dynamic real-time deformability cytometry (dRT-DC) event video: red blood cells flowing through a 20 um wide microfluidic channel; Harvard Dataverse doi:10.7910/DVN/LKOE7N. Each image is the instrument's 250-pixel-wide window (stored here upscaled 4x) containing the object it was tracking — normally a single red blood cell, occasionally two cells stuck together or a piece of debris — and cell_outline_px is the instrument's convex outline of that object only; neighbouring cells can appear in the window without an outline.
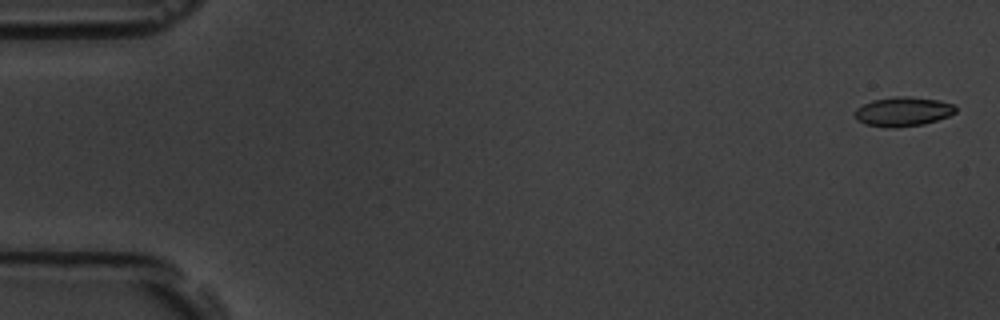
{"species": "common noctule bat (a hibernating species)", "species_latin": "Nyctalus noctula", "temperature_condition": "room temperature", "stored_images_in_passage": 10, "camera_frame_rate_fps": 3000, "um_per_image_px": 0.085, "animal": {"sex": "male", "body_mass_g": 19.5, "forearm_length_mm": 54.6}, "frame": {"image": 1, "passage_image": 1, "time_ms": 0.0, "image_size_px": [1000, 320], "cell_outline_px": [[956, 112], [948, 116], [924, 124], [896, 128], [892, 128], [864, 124], [856, 120], [856, 108], [872, 100], [896, 96], [908, 96], [940, 100], [956, 104]], "centroid_in_image_um": [76.78, 9.48], "position_along_channel_um": 8.2, "area_um2": 17.34}}
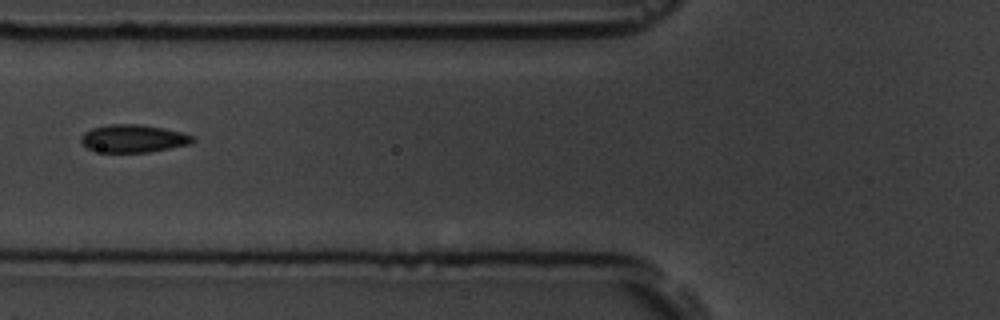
{"frame": {"image": 2, "passage_image": 7, "time_ms": 7.0, "image_size_px": [1000, 320], "cell_outline_px": [[196, 140], [192, 144], [148, 152], [104, 152], [88, 148], [80, 140], [80, 136], [84, 132], [92, 128], [108, 124], [140, 124], [180, 132], [192, 136]], "centroid_in_image_um": [11.33, 11.77], "position_along_channel_um": 114.5, "area_um2": 17.92}}
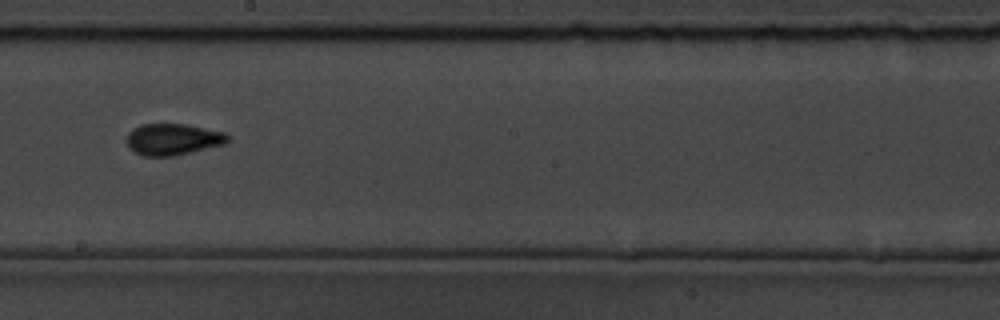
{"frame": {"image": 3, "passage_image": 10, "time_ms": 10.333, "image_size_px": [1000, 320], "cell_outline_px": [[228, 140], [224, 144], [176, 156], [144, 156], [128, 148], [124, 140], [128, 132], [132, 128], [140, 124], [184, 124], [224, 132], [228, 136]], "centroid_in_image_um": [14.62, 11.84], "position_along_channel_um": 233.6, "area_um2": 18.67}}